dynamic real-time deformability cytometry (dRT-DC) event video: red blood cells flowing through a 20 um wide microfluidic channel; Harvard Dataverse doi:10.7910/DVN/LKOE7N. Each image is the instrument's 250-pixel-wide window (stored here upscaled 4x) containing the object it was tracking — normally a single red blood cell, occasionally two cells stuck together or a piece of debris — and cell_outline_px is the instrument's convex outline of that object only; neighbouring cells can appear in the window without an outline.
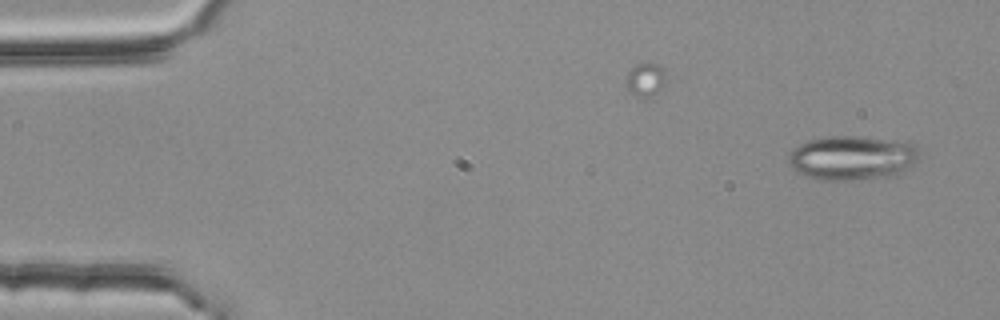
{"species": "common noctule bat (a hibernating species)", "species_latin": "Nyctalus noctula", "temperature_condition": "room temperature", "stored_images_in_passage": 4, "camera_frame_rate_fps": 3000, "um_per_image_px": 0.085, "animal": {"sex": "female", "body_mass_g": 25.1}, "frame": {"image": 1, "passage_image": 1, "time_ms": 0.0, "image_size_px": [1000, 320], "cell_outline_px": [[920, 148], [916, 160], [904, 172], [896, 176], [848, 180], [820, 180], [804, 176], [796, 172], [788, 164], [788, 152], [792, 148], [808, 140], [832, 136], [852, 136], [908, 140], [916, 144]], "centroid_in_image_um": [72.45, 13.41], "position_along_channel_um": 12.5, "area_um2": 34.56}}